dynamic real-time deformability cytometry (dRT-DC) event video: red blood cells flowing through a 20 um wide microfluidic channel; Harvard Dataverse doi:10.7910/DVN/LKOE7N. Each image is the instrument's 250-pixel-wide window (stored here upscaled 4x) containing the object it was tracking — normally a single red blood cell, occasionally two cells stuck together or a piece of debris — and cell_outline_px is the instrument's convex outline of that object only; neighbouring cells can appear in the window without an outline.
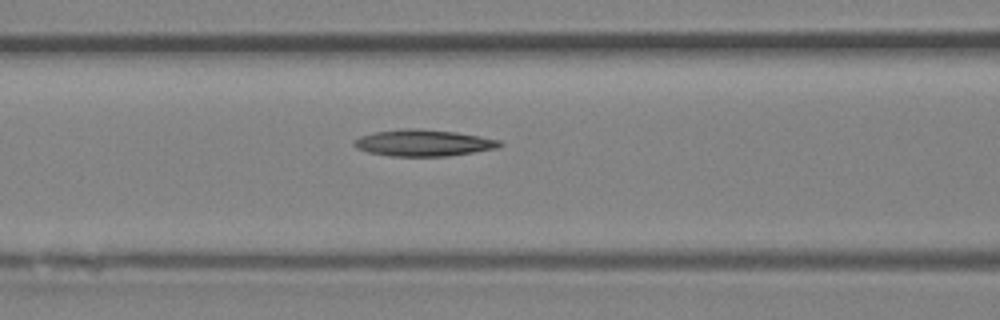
{"species": "Egyptian fruit bat (a non-hibernating species)", "species_latin": "Rousettus aegyptiacus", "temperature_condition": "room temperature", "stored_images_in_passage": 5, "camera_frame_rate_fps": 3000, "um_per_image_px": 0.085, "animal": {"sex": "female"}, "frame": {"image": 1, "passage_image": 5, "time_ms": 1.333, "image_size_px": [1000, 320], "cell_outline_px": [[504, 144], [496, 148], [448, 156], [392, 156], [368, 152], [356, 148], [352, 144], [352, 140], [360, 136], [376, 132], [400, 128], [420, 128], [456, 132], [480, 136], [500, 140]], "centroid_in_image_um": [35.96, 12.13], "position_along_channel_um": 130.6, "area_um2": 22.6}}